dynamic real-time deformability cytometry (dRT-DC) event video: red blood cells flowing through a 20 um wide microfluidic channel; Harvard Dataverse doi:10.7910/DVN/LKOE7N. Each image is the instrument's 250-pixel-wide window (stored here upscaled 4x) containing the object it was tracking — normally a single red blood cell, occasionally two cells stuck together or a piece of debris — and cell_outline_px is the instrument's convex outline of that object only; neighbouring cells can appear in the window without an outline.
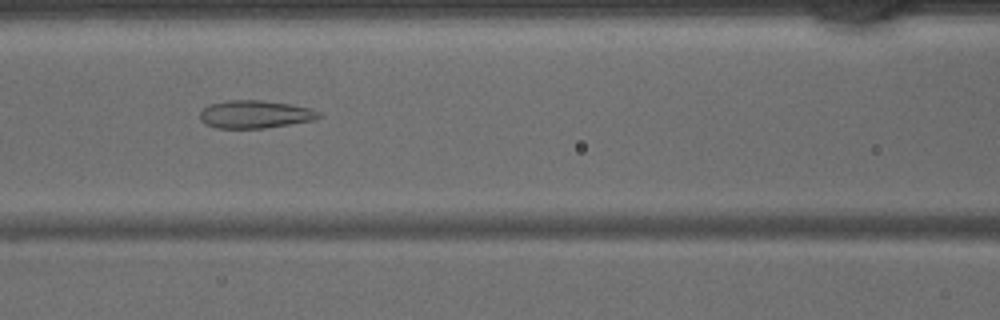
{"species": "common noctule bat (a hibernating species)", "species_latin": "Nyctalus noctula", "temperature_condition": "warm", "stored_images_in_passage": 44, "camera_frame_rate_fps": 3000, "um_per_image_px": 0.085, "animal": {"sex": "male", "body_mass_g": 15.6}, "frame": {"image": 1, "passage_image": 19, "time_ms": 6.0, "image_size_px": [1000, 320], "cell_outline_px": [[324, 116], [316, 120], [264, 128], [216, 128], [204, 124], [200, 120], [200, 112], [208, 104], [228, 100], [260, 100], [288, 104], [308, 108], [320, 112]], "centroid_in_image_um": [21.67, 9.72], "position_along_channel_um": 144.9, "area_um2": 19.36}}
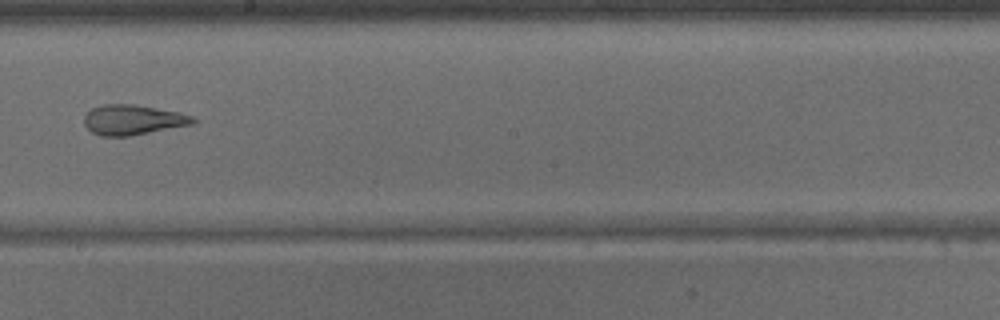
{"frame": {"image": 2, "passage_image": 25, "time_ms": 8.0, "image_size_px": [1000, 320], "cell_outline_px": [[196, 120], [192, 124], [128, 136], [100, 136], [92, 132], [84, 124], [84, 116], [92, 108], [104, 104], [136, 104], [180, 112], [192, 116]], "centroid_in_image_um": [11.27, 10.17], "position_along_channel_um": 236.9, "area_um2": 18.96}}
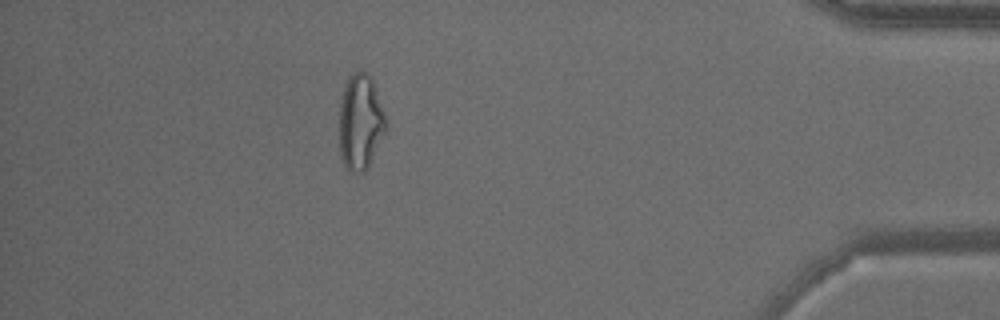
{"frame": {"image": 3, "passage_image": 39, "time_ms": 12.667, "image_size_px": [1000, 320], "cell_outline_px": [[388, 128], [368, 168], [364, 172], [356, 172], [348, 168], [344, 164], [340, 156], [340, 104], [344, 88], [348, 76], [352, 72], [364, 72], [372, 76], [384, 112]], "centroid_in_image_um": [30.66, 10.37], "position_along_channel_um": 404.5, "area_um2": 26.07}}